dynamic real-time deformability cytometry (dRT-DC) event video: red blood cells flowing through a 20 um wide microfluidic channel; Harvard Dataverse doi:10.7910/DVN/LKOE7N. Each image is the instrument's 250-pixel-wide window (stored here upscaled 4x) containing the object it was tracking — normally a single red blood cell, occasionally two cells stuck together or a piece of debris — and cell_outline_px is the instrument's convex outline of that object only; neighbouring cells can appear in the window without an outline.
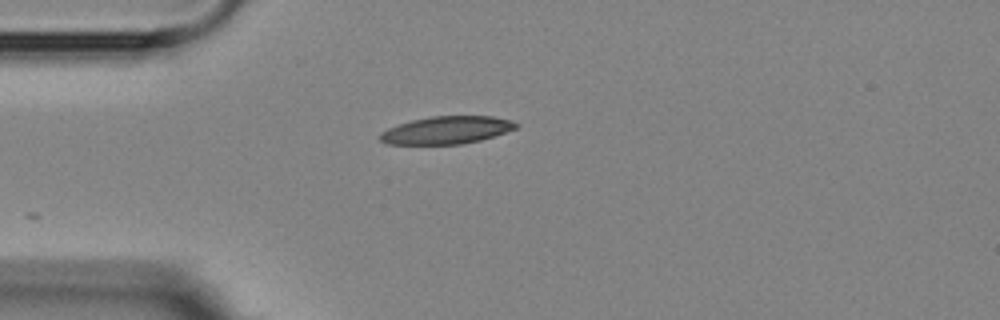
{"species": "Egyptian fruit bat (a non-hibernating species)", "species_latin": "Rousettus aegyptiacus", "temperature_condition": "room temperature", "stored_images_in_passage": 4, "camera_frame_rate_fps": 3000, "um_per_image_px": 0.085, "animal": {"sex": "female"}, "frame": {"image": 1, "passage_image": 1, "time_ms": 0.0, "image_size_px": [1000, 320], "cell_outline_px": [[520, 124], [516, 128], [480, 140], [460, 144], [388, 144], [380, 140], [380, 132], [388, 128], [412, 120], [432, 116], [492, 116], [512, 120]], "centroid_in_image_um": [37.96, 11.05], "position_along_channel_um": 47.0, "area_um2": 21.68}}
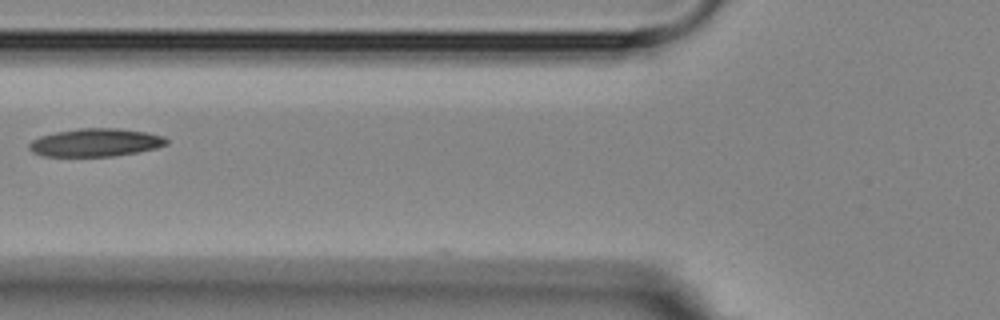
{"frame": {"image": 2, "passage_image": 3, "time_ms": 2.333, "image_size_px": [1000, 320], "cell_outline_px": [[168, 144], [156, 148], [136, 152], [112, 156], [40, 156], [32, 152], [28, 148], [28, 144], [32, 140], [40, 136], [56, 132], [80, 128], [120, 128], [148, 132], [164, 136], [168, 140]], "centroid_in_image_um": [8.12, 12.11], "position_along_channel_um": 117.7, "area_um2": 22.54}}
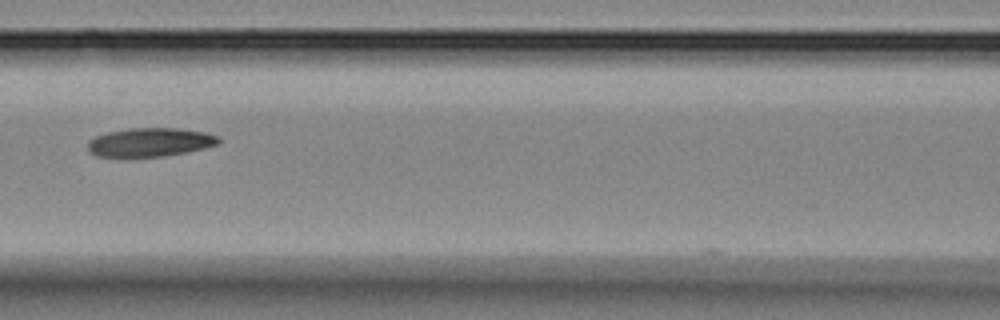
{"frame": {"image": 3, "passage_image": 4, "time_ms": 3.333, "image_size_px": [1000, 320], "cell_outline_px": [[220, 144], [188, 152], [164, 156], [96, 156], [88, 152], [88, 140], [96, 136], [108, 132], [128, 128], [176, 128], [204, 132], [220, 136]], "centroid_in_image_um": [12.77, 12.08], "position_along_channel_um": 153.8, "area_um2": 21.91}}